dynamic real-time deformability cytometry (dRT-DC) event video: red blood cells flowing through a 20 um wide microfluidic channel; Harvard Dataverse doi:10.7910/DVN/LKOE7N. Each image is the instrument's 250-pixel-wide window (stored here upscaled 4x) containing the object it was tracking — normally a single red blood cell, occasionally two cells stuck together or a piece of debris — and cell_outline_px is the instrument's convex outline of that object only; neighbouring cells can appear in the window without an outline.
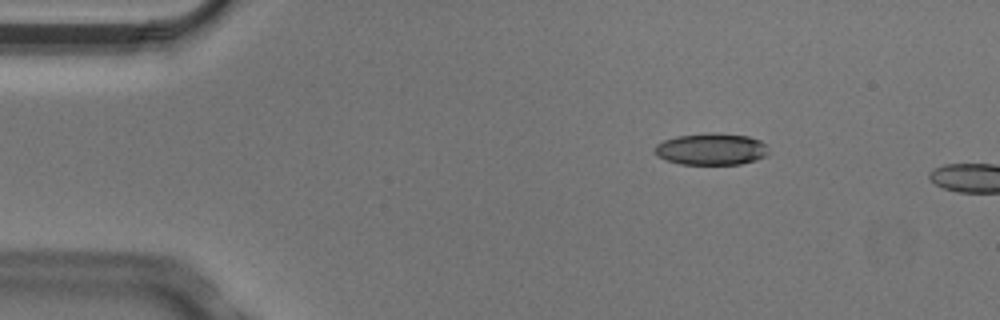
{"species": "Egyptian fruit bat (a non-hibernating species)", "species_latin": "Rousettus aegyptiacus", "temperature_condition": "cold", "stored_images_in_passage": 3, "camera_frame_rate_fps": 3000, "um_per_image_px": 0.085, "animal": {"sex": "male"}, "frame": {"image": 1, "passage_image": 2, "time_ms": 0.333, "image_size_px": [1000, 320], "cell_outline_px": [[768, 152], [764, 156], [756, 160], [740, 164], [680, 164], [668, 160], [660, 156], [656, 152], [656, 144], [664, 140], [676, 136], [712, 132], [748, 136], [760, 140], [768, 144]], "centroid_in_image_um": [60.51, 12.66], "position_along_channel_um": 24.5, "area_um2": 20.98}}